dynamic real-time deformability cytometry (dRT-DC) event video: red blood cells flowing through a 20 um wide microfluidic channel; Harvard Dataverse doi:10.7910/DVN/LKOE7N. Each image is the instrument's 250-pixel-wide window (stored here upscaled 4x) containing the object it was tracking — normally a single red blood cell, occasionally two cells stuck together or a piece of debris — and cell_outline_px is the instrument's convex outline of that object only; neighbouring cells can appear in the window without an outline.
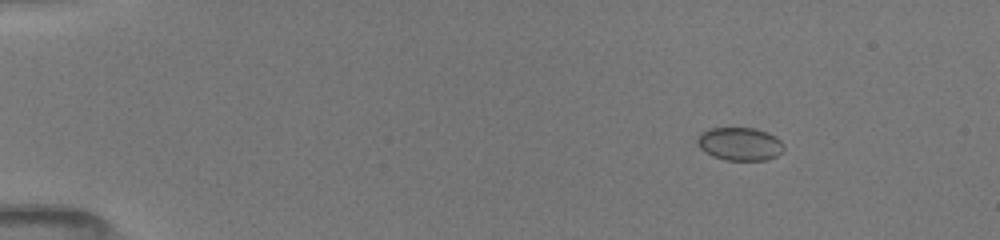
{"species": "common noctule bat (a hibernating species)", "species_latin": "Nyctalus noctula", "temperature_condition": "room temperature", "stored_images_in_passage": 18, "camera_frame_rate_fps": 3000, "um_per_image_px": 0.085, "animal": {"sex": "female", "body_mass_g": 19.5, "forearm_length_mm": 54.1}, "frame": {"image": 1, "passage_image": 5, "time_ms": 2.0, "image_size_px": [1000, 240], "cell_outline_px": [[784, 148], [776, 156], [764, 160], [724, 160], [712, 156], [704, 152], [700, 148], [696, 140], [700, 132], [708, 128], [752, 128], [768, 132], [776, 136], [784, 144]], "centroid_in_image_um": [62.86, 12.23], "position_along_channel_um": 22.1, "area_um2": 16.82}}
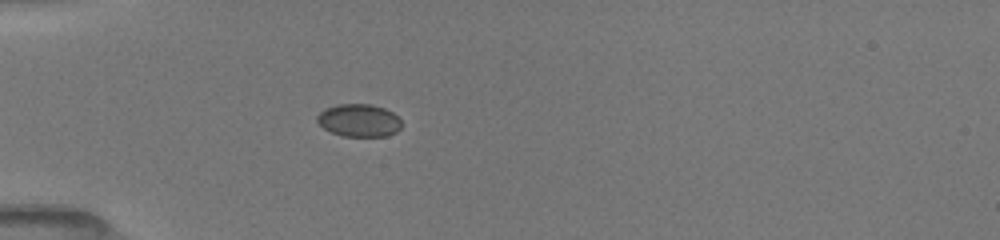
{"frame": {"image": 2, "passage_image": 15, "time_ms": 5.0, "image_size_px": [1000, 240], "cell_outline_px": [[400, 128], [396, 132], [388, 136], [344, 136], [332, 132], [324, 128], [316, 120], [316, 116], [324, 108], [336, 104], [372, 104], [384, 108], [392, 112], [400, 120]], "centroid_in_image_um": [30.49, 10.22], "position_along_channel_um": 54.5, "area_um2": 16.07}}